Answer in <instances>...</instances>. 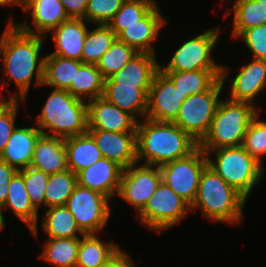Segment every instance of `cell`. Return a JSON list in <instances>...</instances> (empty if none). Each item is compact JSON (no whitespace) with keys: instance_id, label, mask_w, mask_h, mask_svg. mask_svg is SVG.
Segmentation results:
<instances>
[{"instance_id":"obj_1","label":"cell","mask_w":266,"mask_h":267,"mask_svg":"<svg viewBox=\"0 0 266 267\" xmlns=\"http://www.w3.org/2000/svg\"><path fill=\"white\" fill-rule=\"evenodd\" d=\"M0 38V62L4 74L14 81L18 92L9 99L26 101L28 91L35 75L37 86L43 85L44 60L40 52L45 36L22 32L16 25H8ZM36 73V74H35Z\"/></svg>"},{"instance_id":"obj_2","label":"cell","mask_w":266,"mask_h":267,"mask_svg":"<svg viewBox=\"0 0 266 267\" xmlns=\"http://www.w3.org/2000/svg\"><path fill=\"white\" fill-rule=\"evenodd\" d=\"M136 134L137 162L144 159L147 165L161 166L188 156L198 147V142L173 122L144 118L142 123L138 121Z\"/></svg>"},{"instance_id":"obj_3","label":"cell","mask_w":266,"mask_h":267,"mask_svg":"<svg viewBox=\"0 0 266 267\" xmlns=\"http://www.w3.org/2000/svg\"><path fill=\"white\" fill-rule=\"evenodd\" d=\"M247 199L207 165L201 175L191 211L201 210L207 219L219 223H240Z\"/></svg>"},{"instance_id":"obj_4","label":"cell","mask_w":266,"mask_h":267,"mask_svg":"<svg viewBox=\"0 0 266 267\" xmlns=\"http://www.w3.org/2000/svg\"><path fill=\"white\" fill-rule=\"evenodd\" d=\"M38 116L34 125L44 135L68 138L88 131L87 102L67 90L53 88Z\"/></svg>"},{"instance_id":"obj_5","label":"cell","mask_w":266,"mask_h":267,"mask_svg":"<svg viewBox=\"0 0 266 267\" xmlns=\"http://www.w3.org/2000/svg\"><path fill=\"white\" fill-rule=\"evenodd\" d=\"M256 106L229 98L221 99L209 131L198 146L202 150L241 146L250 122L260 112Z\"/></svg>"},{"instance_id":"obj_6","label":"cell","mask_w":266,"mask_h":267,"mask_svg":"<svg viewBox=\"0 0 266 267\" xmlns=\"http://www.w3.org/2000/svg\"><path fill=\"white\" fill-rule=\"evenodd\" d=\"M203 151L207 155L208 165L246 199L253 191V187L264 179V166L255 160L242 146Z\"/></svg>"},{"instance_id":"obj_7","label":"cell","mask_w":266,"mask_h":267,"mask_svg":"<svg viewBox=\"0 0 266 267\" xmlns=\"http://www.w3.org/2000/svg\"><path fill=\"white\" fill-rule=\"evenodd\" d=\"M226 66L222 65V76L208 90L188 96L182 103L176 119L178 127L187 132L198 143L209 131L215 116L224 82L229 75Z\"/></svg>"},{"instance_id":"obj_8","label":"cell","mask_w":266,"mask_h":267,"mask_svg":"<svg viewBox=\"0 0 266 267\" xmlns=\"http://www.w3.org/2000/svg\"><path fill=\"white\" fill-rule=\"evenodd\" d=\"M220 28L213 27L202 34L184 41L174 52L167 66H160L162 72L194 70H222L211 56L219 36Z\"/></svg>"},{"instance_id":"obj_9","label":"cell","mask_w":266,"mask_h":267,"mask_svg":"<svg viewBox=\"0 0 266 267\" xmlns=\"http://www.w3.org/2000/svg\"><path fill=\"white\" fill-rule=\"evenodd\" d=\"M188 211L191 206L161 181L138 216L149 230L161 232L179 224Z\"/></svg>"},{"instance_id":"obj_10","label":"cell","mask_w":266,"mask_h":267,"mask_svg":"<svg viewBox=\"0 0 266 267\" xmlns=\"http://www.w3.org/2000/svg\"><path fill=\"white\" fill-rule=\"evenodd\" d=\"M208 165L206 153L198 146L188 156L159 166L162 181L190 206L195 201L200 178Z\"/></svg>"},{"instance_id":"obj_11","label":"cell","mask_w":266,"mask_h":267,"mask_svg":"<svg viewBox=\"0 0 266 267\" xmlns=\"http://www.w3.org/2000/svg\"><path fill=\"white\" fill-rule=\"evenodd\" d=\"M109 200L107 196L77 184L65 206L84 234H98L109 220Z\"/></svg>"},{"instance_id":"obj_12","label":"cell","mask_w":266,"mask_h":267,"mask_svg":"<svg viewBox=\"0 0 266 267\" xmlns=\"http://www.w3.org/2000/svg\"><path fill=\"white\" fill-rule=\"evenodd\" d=\"M139 165V166H138ZM162 181L159 166L139 164L123 169L117 195L139 213Z\"/></svg>"},{"instance_id":"obj_13","label":"cell","mask_w":266,"mask_h":267,"mask_svg":"<svg viewBox=\"0 0 266 267\" xmlns=\"http://www.w3.org/2000/svg\"><path fill=\"white\" fill-rule=\"evenodd\" d=\"M187 95L160 70L153 79L149 93L146 117L155 121L173 122Z\"/></svg>"},{"instance_id":"obj_14","label":"cell","mask_w":266,"mask_h":267,"mask_svg":"<svg viewBox=\"0 0 266 267\" xmlns=\"http://www.w3.org/2000/svg\"><path fill=\"white\" fill-rule=\"evenodd\" d=\"M21 8L23 11L31 12L34 29L25 21L21 24L14 23L12 16L8 20V25H16L27 34L47 37V33L69 19L60 0H27Z\"/></svg>"},{"instance_id":"obj_15","label":"cell","mask_w":266,"mask_h":267,"mask_svg":"<svg viewBox=\"0 0 266 267\" xmlns=\"http://www.w3.org/2000/svg\"><path fill=\"white\" fill-rule=\"evenodd\" d=\"M96 142L102 156L116 162L123 169L137 163L136 132H113L99 129L87 131Z\"/></svg>"},{"instance_id":"obj_16","label":"cell","mask_w":266,"mask_h":267,"mask_svg":"<svg viewBox=\"0 0 266 267\" xmlns=\"http://www.w3.org/2000/svg\"><path fill=\"white\" fill-rule=\"evenodd\" d=\"M88 129L136 132L138 120L103 96L87 102Z\"/></svg>"},{"instance_id":"obj_17","label":"cell","mask_w":266,"mask_h":267,"mask_svg":"<svg viewBox=\"0 0 266 267\" xmlns=\"http://www.w3.org/2000/svg\"><path fill=\"white\" fill-rule=\"evenodd\" d=\"M122 172L123 168L120 165L102 157L77 173V184L95 190L110 199L118 193Z\"/></svg>"},{"instance_id":"obj_18","label":"cell","mask_w":266,"mask_h":267,"mask_svg":"<svg viewBox=\"0 0 266 267\" xmlns=\"http://www.w3.org/2000/svg\"><path fill=\"white\" fill-rule=\"evenodd\" d=\"M166 19L159 11L158 4L136 24L123 26L117 39L133 47L137 52L154 54V44ZM154 43V44H153Z\"/></svg>"},{"instance_id":"obj_19","label":"cell","mask_w":266,"mask_h":267,"mask_svg":"<svg viewBox=\"0 0 266 267\" xmlns=\"http://www.w3.org/2000/svg\"><path fill=\"white\" fill-rule=\"evenodd\" d=\"M232 80L229 98L255 103L256 96L266 87V60L253 59L239 68L238 74Z\"/></svg>"},{"instance_id":"obj_20","label":"cell","mask_w":266,"mask_h":267,"mask_svg":"<svg viewBox=\"0 0 266 267\" xmlns=\"http://www.w3.org/2000/svg\"><path fill=\"white\" fill-rule=\"evenodd\" d=\"M160 66L156 60V53L138 52L121 70L109 78L121 85H138V88L148 94Z\"/></svg>"},{"instance_id":"obj_21","label":"cell","mask_w":266,"mask_h":267,"mask_svg":"<svg viewBox=\"0 0 266 267\" xmlns=\"http://www.w3.org/2000/svg\"><path fill=\"white\" fill-rule=\"evenodd\" d=\"M85 19L69 18L51 31L55 51L52 55L81 61L88 28Z\"/></svg>"},{"instance_id":"obj_22","label":"cell","mask_w":266,"mask_h":267,"mask_svg":"<svg viewBox=\"0 0 266 267\" xmlns=\"http://www.w3.org/2000/svg\"><path fill=\"white\" fill-rule=\"evenodd\" d=\"M30 166L49 175L67 170L65 138L42 134L36 142Z\"/></svg>"},{"instance_id":"obj_23","label":"cell","mask_w":266,"mask_h":267,"mask_svg":"<svg viewBox=\"0 0 266 267\" xmlns=\"http://www.w3.org/2000/svg\"><path fill=\"white\" fill-rule=\"evenodd\" d=\"M41 135V130L37 126L16 127L0 155V160L13 166L18 171L29 167L33 150Z\"/></svg>"},{"instance_id":"obj_24","label":"cell","mask_w":266,"mask_h":267,"mask_svg":"<svg viewBox=\"0 0 266 267\" xmlns=\"http://www.w3.org/2000/svg\"><path fill=\"white\" fill-rule=\"evenodd\" d=\"M103 97L121 110L133 115L138 121L146 117L148 94L138 88V85H121L106 78Z\"/></svg>"},{"instance_id":"obj_25","label":"cell","mask_w":266,"mask_h":267,"mask_svg":"<svg viewBox=\"0 0 266 267\" xmlns=\"http://www.w3.org/2000/svg\"><path fill=\"white\" fill-rule=\"evenodd\" d=\"M2 210L10 209L23 223H25L32 235L38 237V211L31 204L26 190L23 174L18 171L8 187L7 200L1 207Z\"/></svg>"},{"instance_id":"obj_26","label":"cell","mask_w":266,"mask_h":267,"mask_svg":"<svg viewBox=\"0 0 266 267\" xmlns=\"http://www.w3.org/2000/svg\"><path fill=\"white\" fill-rule=\"evenodd\" d=\"M65 146L67 167L74 174L88 168L103 157L96 142L88 132L65 138Z\"/></svg>"},{"instance_id":"obj_27","label":"cell","mask_w":266,"mask_h":267,"mask_svg":"<svg viewBox=\"0 0 266 267\" xmlns=\"http://www.w3.org/2000/svg\"><path fill=\"white\" fill-rule=\"evenodd\" d=\"M44 60L43 85L68 90L75 83L76 72L83 65L79 60L47 54Z\"/></svg>"},{"instance_id":"obj_28","label":"cell","mask_w":266,"mask_h":267,"mask_svg":"<svg viewBox=\"0 0 266 267\" xmlns=\"http://www.w3.org/2000/svg\"><path fill=\"white\" fill-rule=\"evenodd\" d=\"M120 247L114 242H102L96 234H84L80 238L76 267H101Z\"/></svg>"},{"instance_id":"obj_29","label":"cell","mask_w":266,"mask_h":267,"mask_svg":"<svg viewBox=\"0 0 266 267\" xmlns=\"http://www.w3.org/2000/svg\"><path fill=\"white\" fill-rule=\"evenodd\" d=\"M80 237L47 238L40 258L56 267H76Z\"/></svg>"},{"instance_id":"obj_30","label":"cell","mask_w":266,"mask_h":267,"mask_svg":"<svg viewBox=\"0 0 266 267\" xmlns=\"http://www.w3.org/2000/svg\"><path fill=\"white\" fill-rule=\"evenodd\" d=\"M183 95H193L208 90L222 76V70H194L163 72Z\"/></svg>"},{"instance_id":"obj_31","label":"cell","mask_w":266,"mask_h":267,"mask_svg":"<svg viewBox=\"0 0 266 267\" xmlns=\"http://www.w3.org/2000/svg\"><path fill=\"white\" fill-rule=\"evenodd\" d=\"M43 218L42 227L48 238H73L79 237L78 234L84 235L65 205L47 208Z\"/></svg>"},{"instance_id":"obj_32","label":"cell","mask_w":266,"mask_h":267,"mask_svg":"<svg viewBox=\"0 0 266 267\" xmlns=\"http://www.w3.org/2000/svg\"><path fill=\"white\" fill-rule=\"evenodd\" d=\"M105 78L95 64H83L76 72L75 83L67 90L72 96L90 101L104 94Z\"/></svg>"},{"instance_id":"obj_33","label":"cell","mask_w":266,"mask_h":267,"mask_svg":"<svg viewBox=\"0 0 266 267\" xmlns=\"http://www.w3.org/2000/svg\"><path fill=\"white\" fill-rule=\"evenodd\" d=\"M232 36L237 39L245 30L266 24V5L256 0H235Z\"/></svg>"},{"instance_id":"obj_34","label":"cell","mask_w":266,"mask_h":267,"mask_svg":"<svg viewBox=\"0 0 266 267\" xmlns=\"http://www.w3.org/2000/svg\"><path fill=\"white\" fill-rule=\"evenodd\" d=\"M96 28L87 31L83 50L81 53V62L83 64H95L100 61L103 54L116 41V34L108 25L96 24Z\"/></svg>"},{"instance_id":"obj_35","label":"cell","mask_w":266,"mask_h":267,"mask_svg":"<svg viewBox=\"0 0 266 267\" xmlns=\"http://www.w3.org/2000/svg\"><path fill=\"white\" fill-rule=\"evenodd\" d=\"M157 4V1L154 0H126L108 26L118 36L123 31V26L136 24Z\"/></svg>"},{"instance_id":"obj_36","label":"cell","mask_w":266,"mask_h":267,"mask_svg":"<svg viewBox=\"0 0 266 267\" xmlns=\"http://www.w3.org/2000/svg\"><path fill=\"white\" fill-rule=\"evenodd\" d=\"M77 185V174L70 169L49 175L46 186V208L65 205Z\"/></svg>"},{"instance_id":"obj_37","label":"cell","mask_w":266,"mask_h":267,"mask_svg":"<svg viewBox=\"0 0 266 267\" xmlns=\"http://www.w3.org/2000/svg\"><path fill=\"white\" fill-rule=\"evenodd\" d=\"M138 52L124 42L116 41L103 54L97 68L106 79L121 70Z\"/></svg>"},{"instance_id":"obj_38","label":"cell","mask_w":266,"mask_h":267,"mask_svg":"<svg viewBox=\"0 0 266 267\" xmlns=\"http://www.w3.org/2000/svg\"><path fill=\"white\" fill-rule=\"evenodd\" d=\"M258 113L250 122L243 139L242 147L262 166L263 155H266V121L260 120Z\"/></svg>"},{"instance_id":"obj_39","label":"cell","mask_w":266,"mask_h":267,"mask_svg":"<svg viewBox=\"0 0 266 267\" xmlns=\"http://www.w3.org/2000/svg\"><path fill=\"white\" fill-rule=\"evenodd\" d=\"M19 171L23 174L24 184L33 207L38 211L41 205H44L46 209L45 193L49 174L31 166Z\"/></svg>"},{"instance_id":"obj_40","label":"cell","mask_w":266,"mask_h":267,"mask_svg":"<svg viewBox=\"0 0 266 267\" xmlns=\"http://www.w3.org/2000/svg\"><path fill=\"white\" fill-rule=\"evenodd\" d=\"M126 0H88L84 19L92 24L108 25Z\"/></svg>"},{"instance_id":"obj_41","label":"cell","mask_w":266,"mask_h":267,"mask_svg":"<svg viewBox=\"0 0 266 267\" xmlns=\"http://www.w3.org/2000/svg\"><path fill=\"white\" fill-rule=\"evenodd\" d=\"M0 155L3 153L11 134L16 128L15 122L19 103L17 99H4L0 96ZM5 100V101H4Z\"/></svg>"},{"instance_id":"obj_42","label":"cell","mask_w":266,"mask_h":267,"mask_svg":"<svg viewBox=\"0 0 266 267\" xmlns=\"http://www.w3.org/2000/svg\"><path fill=\"white\" fill-rule=\"evenodd\" d=\"M238 38L253 54V59L266 60V24L247 29Z\"/></svg>"},{"instance_id":"obj_43","label":"cell","mask_w":266,"mask_h":267,"mask_svg":"<svg viewBox=\"0 0 266 267\" xmlns=\"http://www.w3.org/2000/svg\"><path fill=\"white\" fill-rule=\"evenodd\" d=\"M17 172L13 166L0 160V207L7 200L9 183Z\"/></svg>"},{"instance_id":"obj_44","label":"cell","mask_w":266,"mask_h":267,"mask_svg":"<svg viewBox=\"0 0 266 267\" xmlns=\"http://www.w3.org/2000/svg\"><path fill=\"white\" fill-rule=\"evenodd\" d=\"M88 0H60L69 18L84 19Z\"/></svg>"},{"instance_id":"obj_45","label":"cell","mask_w":266,"mask_h":267,"mask_svg":"<svg viewBox=\"0 0 266 267\" xmlns=\"http://www.w3.org/2000/svg\"><path fill=\"white\" fill-rule=\"evenodd\" d=\"M120 248L103 266L101 267H135L131 257Z\"/></svg>"},{"instance_id":"obj_46","label":"cell","mask_w":266,"mask_h":267,"mask_svg":"<svg viewBox=\"0 0 266 267\" xmlns=\"http://www.w3.org/2000/svg\"><path fill=\"white\" fill-rule=\"evenodd\" d=\"M10 6L11 5H19L22 7L21 1L20 0H0V6Z\"/></svg>"},{"instance_id":"obj_47","label":"cell","mask_w":266,"mask_h":267,"mask_svg":"<svg viewBox=\"0 0 266 267\" xmlns=\"http://www.w3.org/2000/svg\"><path fill=\"white\" fill-rule=\"evenodd\" d=\"M3 212L4 211L0 207V232H2V230H4V228H5Z\"/></svg>"},{"instance_id":"obj_48","label":"cell","mask_w":266,"mask_h":267,"mask_svg":"<svg viewBox=\"0 0 266 267\" xmlns=\"http://www.w3.org/2000/svg\"><path fill=\"white\" fill-rule=\"evenodd\" d=\"M256 1H258V2H260L262 4H264V5H266V0H256Z\"/></svg>"},{"instance_id":"obj_49","label":"cell","mask_w":266,"mask_h":267,"mask_svg":"<svg viewBox=\"0 0 266 267\" xmlns=\"http://www.w3.org/2000/svg\"><path fill=\"white\" fill-rule=\"evenodd\" d=\"M21 4L23 5L27 0H20Z\"/></svg>"}]
</instances>
